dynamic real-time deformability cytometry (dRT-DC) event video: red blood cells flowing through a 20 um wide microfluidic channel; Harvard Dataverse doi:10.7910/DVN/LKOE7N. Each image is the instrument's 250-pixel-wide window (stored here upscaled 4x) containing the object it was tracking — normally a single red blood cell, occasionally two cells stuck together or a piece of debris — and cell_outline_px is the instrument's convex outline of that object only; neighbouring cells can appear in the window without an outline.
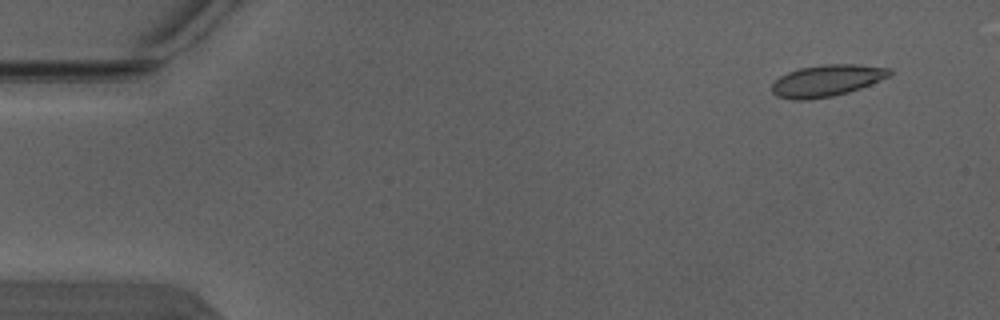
{"species": "Egyptian fruit bat (a non-hibernating species)", "species_latin": "Rousettus aegyptiacus", "temperature_condition": "warm", "stored_images_in_passage": 6, "segment_of_instrument_passage": [1, 2], "camera_frame_rate_fps": 3000, "um_per_image_px": 0.085, "animal": {"sex": "male"}, "frame": {"image": 1, "passage_image": 2, "time_ms": 0.333, "image_size_px": [1000, 320], "cell_outline_px": [[892, 72], [888, 76], [880, 80], [860, 88], [848, 92], [832, 96], [808, 100], [792, 100], [776, 96], [772, 92], [772, 84], [780, 76], [788, 72], [800, 68], [824, 64], [856, 64], [892, 68]], "centroid_in_image_um": [70.26, 6.85], "position_along_channel_um": 14.7, "area_um2": 21.68}}